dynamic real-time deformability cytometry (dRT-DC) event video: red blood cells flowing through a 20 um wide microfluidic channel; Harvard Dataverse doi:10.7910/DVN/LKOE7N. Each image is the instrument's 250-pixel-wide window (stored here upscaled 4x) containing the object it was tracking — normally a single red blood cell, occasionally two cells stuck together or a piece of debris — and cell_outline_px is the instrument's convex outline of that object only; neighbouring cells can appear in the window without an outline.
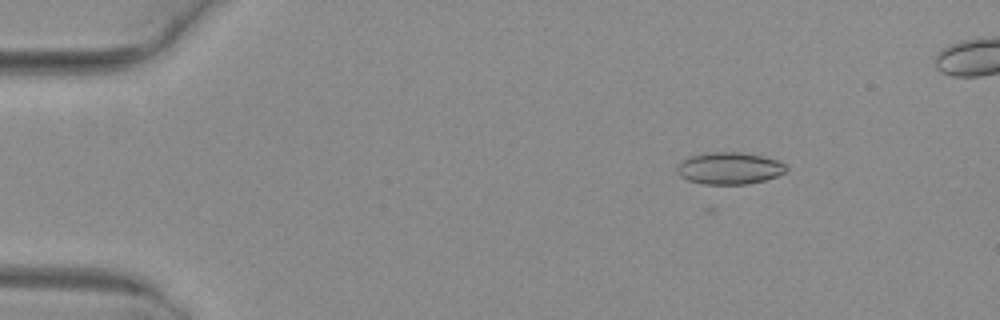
{"species": "common noctule bat (a hibernating species)", "species_latin": "Nyctalus noctula", "temperature_condition": "warm", "stored_images_in_passage": 13, "camera_frame_rate_fps": 3000, "um_per_image_px": 0.085, "animal": {"sex": "female", "body_mass_g": 29.2, "forearm_length_mm": 56.3}, "frame": {"image": 1, "passage_image": 3, "time_ms": 0.667, "image_size_px": [1000, 320], "cell_outline_px": [[788, 168], [784, 172], [776, 176], [764, 180], [748, 184], [704, 184], [688, 180], [680, 176], [676, 172], [676, 168], [680, 160], [688, 156], [708, 152], [744, 152], [764, 156], [788, 164]], "centroid_in_image_um": [61.98, 14.29], "position_along_channel_um": 23.0, "area_um2": 20.63}}